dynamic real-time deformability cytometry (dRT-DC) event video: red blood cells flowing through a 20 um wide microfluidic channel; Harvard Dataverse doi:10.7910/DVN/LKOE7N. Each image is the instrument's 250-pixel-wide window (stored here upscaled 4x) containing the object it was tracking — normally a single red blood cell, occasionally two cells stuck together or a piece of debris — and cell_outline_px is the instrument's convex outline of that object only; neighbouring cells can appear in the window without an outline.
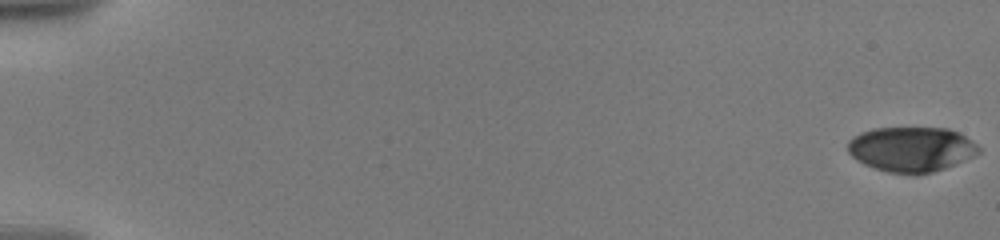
{"species": "human", "species_latin": "Homo sapiens", "temperature_condition": "warm", "stored_images_in_passage": 41, "camera_frame_rate_fps": 3000, "um_per_image_px": 0.085, "donor": {"sex": "male"}, "frame": {"image": 1, "passage_image": 1, "time_ms": 0.0, "image_size_px": [1000, 240], "cell_outline_px": [[980, 152], [972, 156], [944, 168], [932, 172], [888, 172], [864, 164], [856, 160], [848, 152], [848, 140], [852, 136], [860, 132], [872, 128], [948, 128], [960, 132], [972, 140], [980, 148]], "centroid_in_image_um": [77.44, 12.64], "position_along_channel_um": 7.6, "area_um2": 33.93}}
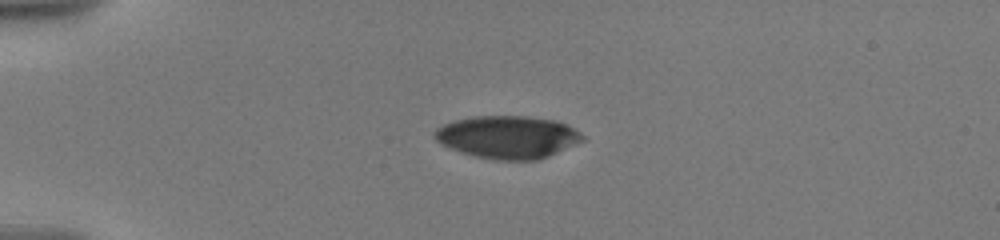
{"frame": {"image": 2, "passage_image": 40, "time_ms": 5.0, "image_size_px": [1000, 240], "cell_outline_px": [[584, 140], [556, 152], [536, 160], [496, 160], [476, 156], [452, 148], [436, 140], [432, 136], [432, 132], [436, 128], [452, 120], [472, 116], [528, 116], [556, 120], [568, 124], [580, 132], [584, 136]], "centroid_in_image_um": [43.15, 11.62], "position_along_channel_um": 41.9, "area_um2": 36.65}}